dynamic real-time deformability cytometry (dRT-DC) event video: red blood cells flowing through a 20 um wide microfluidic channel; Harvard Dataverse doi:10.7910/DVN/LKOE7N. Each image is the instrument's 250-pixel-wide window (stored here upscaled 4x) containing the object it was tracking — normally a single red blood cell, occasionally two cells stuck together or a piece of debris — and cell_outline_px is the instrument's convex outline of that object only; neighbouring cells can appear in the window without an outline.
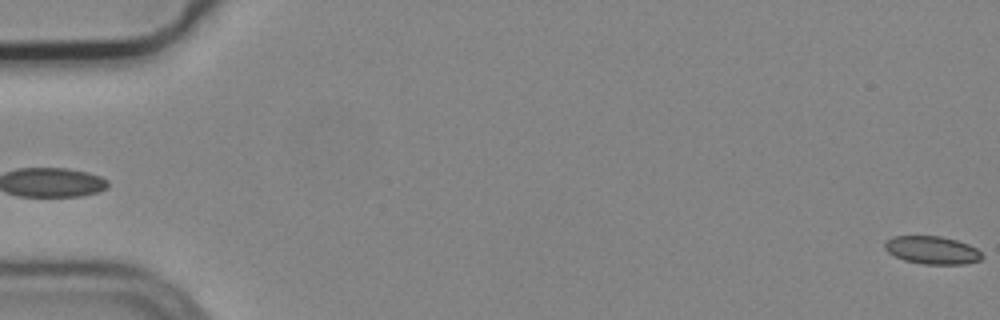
{"species": "common noctule bat (a hibernating species)", "species_latin": "Nyctalus noctula", "temperature_condition": "cold", "stored_images_in_passage": 7, "camera_frame_rate_fps": 3000, "um_per_image_px": 0.085, "animal": {"sex": "male", "body_mass_g": 19.2, "forearm_length_mm": 51.8}, "frame": {"image": 1, "passage_image": 1, "time_ms": 0.0, "image_size_px": [1000, 320], "cell_outline_px": [[984, 256], [980, 260], [964, 264], [924, 264], [904, 260], [888, 252], [884, 248], [884, 244], [892, 236], [940, 236], [956, 240], [968, 244], [976, 248]], "centroid_in_image_um": [79.24, 21.26], "position_along_channel_um": 5.8, "area_um2": 15.72}}
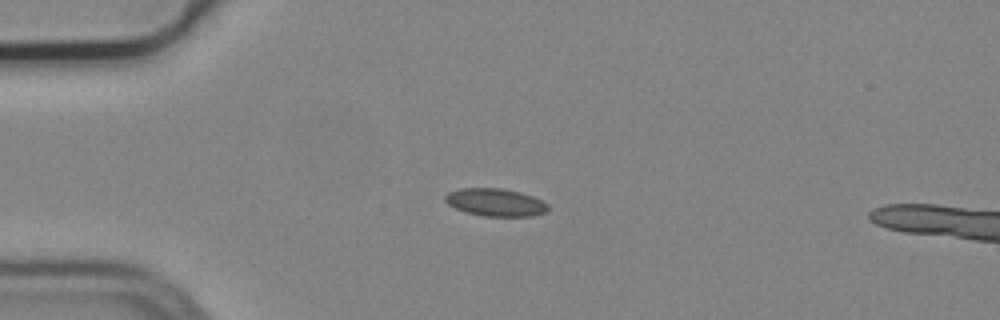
{"frame": {"image": 2, "passage_image": 5, "time_ms": 1.333, "image_size_px": [1000, 320], "cell_outline_px": [[548, 212], [532, 216], [484, 216], [468, 212], [456, 208], [448, 204], [444, 200], [444, 196], [448, 192], [460, 188], [504, 188], [520, 192], [532, 196], [548, 204]], "centroid_in_image_um": [42.12, 17.19], "position_along_channel_um": 42.9, "area_um2": 16.59}}
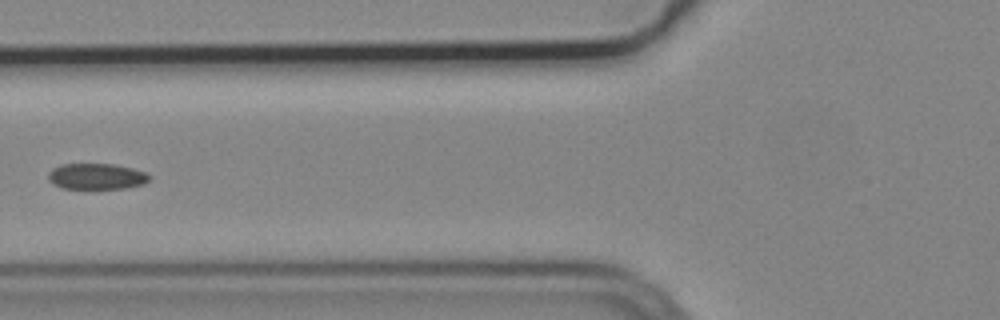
{"frame": {"image": 3, "passage_image": 7, "time_ms": 2.0, "image_size_px": [1000, 320], "cell_outline_px": [[152, 176], [144, 184], [124, 188], [64, 188], [48, 180], [48, 172], [52, 168], [60, 164], [112, 164], [132, 168], [144, 172]], "centroid_in_image_um": [8.2, 14.98], "position_along_channel_um": 117.6, "area_um2": 15.14}}